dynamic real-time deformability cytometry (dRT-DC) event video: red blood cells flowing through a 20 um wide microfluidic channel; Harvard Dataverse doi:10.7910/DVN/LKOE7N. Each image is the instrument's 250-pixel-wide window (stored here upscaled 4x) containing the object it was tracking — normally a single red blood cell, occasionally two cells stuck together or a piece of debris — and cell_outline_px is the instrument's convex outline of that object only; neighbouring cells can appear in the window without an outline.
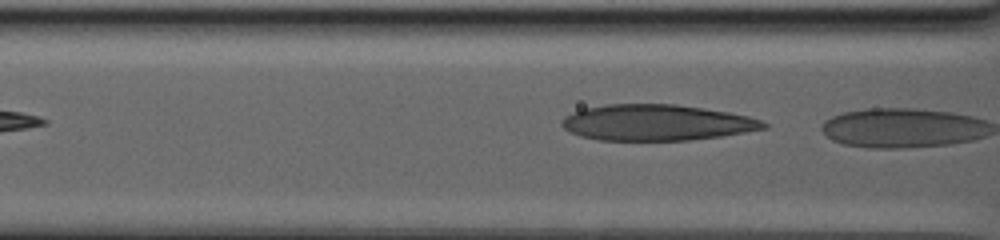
{"species": "human", "species_latin": "Homo sapiens", "temperature_condition": "warm", "stored_images_in_passage": 7, "segment_of_instrument_passage": [2, 2], "camera_frame_rate_fps": 3000, "um_per_image_px": 0.085, "donor": {"sex": "male"}, "frame": {"image": 1, "passage_image": 7, "time_ms": 6.667, "image_size_px": [1000, 240], "cell_outline_px": [[768, 128], [720, 136], [688, 140], [600, 140], [580, 136], [564, 128], [560, 124], [560, 120], [564, 116], [572, 112], [584, 108], [604, 104], [676, 104], [728, 112], [748, 116], [760, 120], [768, 124]], "centroid_in_image_um": [55.77, 10.41], "position_along_channel_um": 110.8, "area_um2": 42.25}}